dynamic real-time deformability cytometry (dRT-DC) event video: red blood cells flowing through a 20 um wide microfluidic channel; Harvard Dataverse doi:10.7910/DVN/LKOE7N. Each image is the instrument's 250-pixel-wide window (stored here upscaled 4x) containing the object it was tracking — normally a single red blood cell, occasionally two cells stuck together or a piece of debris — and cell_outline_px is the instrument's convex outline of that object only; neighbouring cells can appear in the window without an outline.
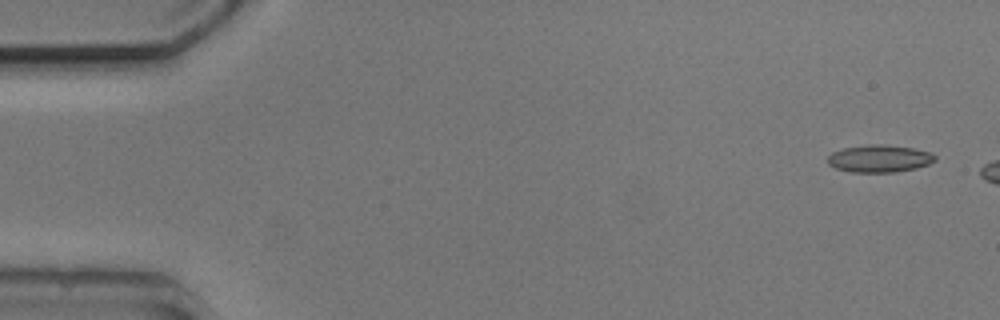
{"species": "common noctule bat (a hibernating species)", "species_latin": "Nyctalus noctula", "temperature_condition": "cold", "stored_images_in_passage": 3, "camera_frame_rate_fps": 3000, "um_per_image_px": 0.085, "animal": {"sex": "male", "body_mass_g": 20.5, "forearm_length_mm": 52.5}, "frame": {"image": 1, "passage_image": 1, "time_ms": 0.0, "image_size_px": [1000, 320], "cell_outline_px": [[936, 160], [928, 164], [916, 168], [896, 172], [852, 172], [836, 168], [828, 164], [828, 156], [832, 152], [844, 148], [872, 144], [884, 144], [912, 148], [932, 152], [936, 156]], "centroid_in_image_um": [74.77, 13.48], "position_along_channel_um": 10.2, "area_um2": 17.11}}